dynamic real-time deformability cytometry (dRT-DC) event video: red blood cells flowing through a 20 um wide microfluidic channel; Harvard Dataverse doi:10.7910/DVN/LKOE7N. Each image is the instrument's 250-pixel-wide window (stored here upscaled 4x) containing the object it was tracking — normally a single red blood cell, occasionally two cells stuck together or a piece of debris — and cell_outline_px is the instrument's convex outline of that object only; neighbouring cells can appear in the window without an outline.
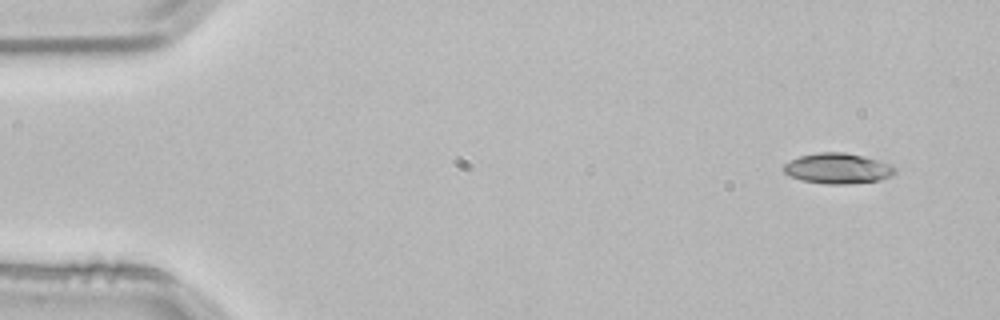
{"species": "common noctule bat (a hibernating species)", "species_latin": "Nyctalus noctula", "temperature_condition": "room temperature", "stored_images_in_passage": 3, "camera_frame_rate_fps": 3000, "um_per_image_px": 0.085, "animal": {"sex": "male", "body_mass_g": 21.5, "forearm_length_mm": 52.0}, "frame": {"image": 1, "passage_image": 1, "time_ms": 0.0, "image_size_px": [1000, 320], "cell_outline_px": [[896, 172], [892, 176], [880, 180], [848, 184], [828, 184], [800, 180], [784, 172], [784, 164], [800, 156], [820, 152], [844, 152], [880, 160], [896, 168]], "centroid_in_image_um": [71.24, 14.32], "position_along_channel_um": 13.8, "area_um2": 19.65}}